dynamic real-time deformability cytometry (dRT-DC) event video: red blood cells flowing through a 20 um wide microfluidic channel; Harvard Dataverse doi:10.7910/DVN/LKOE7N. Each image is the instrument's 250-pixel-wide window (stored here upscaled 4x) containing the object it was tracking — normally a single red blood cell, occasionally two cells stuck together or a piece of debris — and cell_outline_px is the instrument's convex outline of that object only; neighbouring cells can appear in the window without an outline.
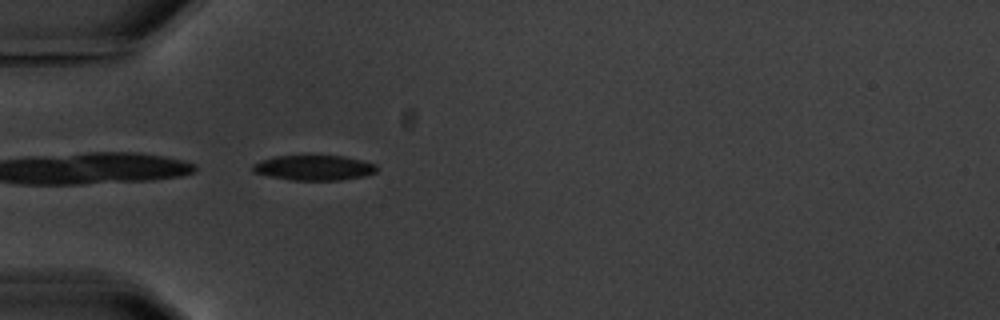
{"species": "common noctule bat (a hibernating species)", "species_latin": "Nyctalus noctula", "temperature_condition": "warm", "stored_images_in_passage": 2, "camera_frame_rate_fps": 3000, "um_per_image_px": 0.085, "animal": {"sex": "male", "body_mass_g": 20.1, "forearm_length_mm": 53.5}, "frame": {"image": 1, "passage_image": 2, "time_ms": 1.0, "image_size_px": [1000, 320], "cell_outline_px": [[376, 172], [364, 176], [340, 180], [288, 180], [268, 176], [252, 172], [252, 164], [272, 156], [344, 156], [376, 164]], "centroid_in_image_um": [26.64, 14.26], "position_along_channel_um": 58.4, "area_um2": 18.15}}